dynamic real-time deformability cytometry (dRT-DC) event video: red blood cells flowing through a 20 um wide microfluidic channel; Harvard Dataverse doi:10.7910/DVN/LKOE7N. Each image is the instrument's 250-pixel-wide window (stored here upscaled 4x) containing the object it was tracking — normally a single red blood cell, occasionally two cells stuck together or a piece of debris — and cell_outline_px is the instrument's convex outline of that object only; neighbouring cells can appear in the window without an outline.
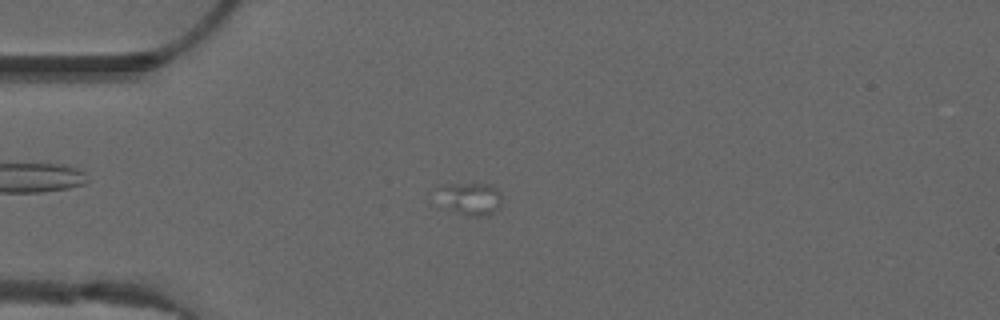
{"species": "common noctule bat (a hibernating species)", "species_latin": "Nyctalus noctula", "temperature_condition": "warm", "stored_images_in_passage": 15, "camera_frame_rate_fps": 3000, "um_per_image_px": 0.085, "animal": {"sex": "male", "forearm_length_mm": 52.5}, "frame": {"image": 1, "passage_image": 9, "time_ms": 2.667, "image_size_px": [1000, 320], "cell_outline_px": [[500, 204], [488, 216], [468, 216], [456, 212], [448, 208], [436, 188], [440, 184], [492, 184], [500, 192]], "centroid_in_image_um": [39.99, 16.87], "position_along_channel_um": 45.0, "area_um2": 11.91}}